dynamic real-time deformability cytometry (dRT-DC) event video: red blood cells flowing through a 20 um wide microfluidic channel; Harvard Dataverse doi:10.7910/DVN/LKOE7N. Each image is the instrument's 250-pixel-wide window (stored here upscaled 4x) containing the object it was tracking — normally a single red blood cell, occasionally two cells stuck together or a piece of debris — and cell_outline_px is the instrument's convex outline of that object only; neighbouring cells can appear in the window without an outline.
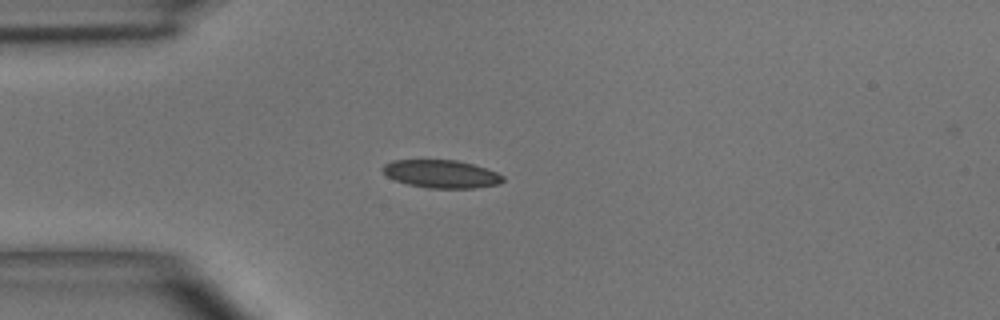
{"species": "common noctule bat (a hibernating species)", "species_latin": "Nyctalus noctula", "temperature_condition": "room temperature", "stored_images_in_passage": 2, "camera_frame_rate_fps": 3000, "um_per_image_px": 0.085, "animal": {"sex": "male", "body_mass_g": 15.6}, "frame": {"image": 1, "passage_image": 1, "time_ms": 0.0, "image_size_px": [1000, 320], "cell_outline_px": [[504, 180], [500, 184], [472, 188], [428, 188], [408, 184], [396, 180], [388, 176], [380, 168], [384, 164], [392, 160], [456, 160], [472, 164], [496, 172], [504, 176]], "centroid_in_image_um": [37.5, 14.78], "position_along_channel_um": 47.5, "area_um2": 19.48}}